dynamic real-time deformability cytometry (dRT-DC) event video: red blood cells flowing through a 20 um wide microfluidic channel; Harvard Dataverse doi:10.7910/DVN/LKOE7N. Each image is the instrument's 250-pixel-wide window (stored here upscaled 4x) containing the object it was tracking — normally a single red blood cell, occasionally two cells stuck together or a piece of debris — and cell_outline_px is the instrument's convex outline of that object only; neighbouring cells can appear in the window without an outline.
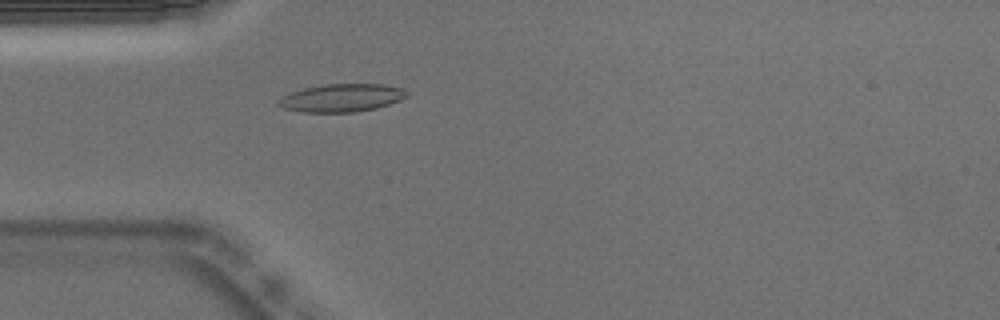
{"species": "Egyptian fruit bat (a non-hibernating species)", "species_latin": "Rousettus aegyptiacus", "temperature_condition": "warm", "stored_images_in_passage": 52, "camera_frame_rate_fps": 3000, "um_per_image_px": 0.085, "animal": {"sex": "male"}, "frame": {"image": 1, "passage_image": 15, "time_ms": 4.667, "image_size_px": [1000, 320], "cell_outline_px": [[408, 96], [400, 100], [376, 108], [356, 112], [300, 112], [284, 108], [276, 104], [276, 100], [280, 96], [304, 88], [324, 84], [384, 84], [400, 88], [408, 92]], "centroid_in_image_um": [29.0, 8.32], "position_along_channel_um": 56.0, "area_um2": 20.98}}
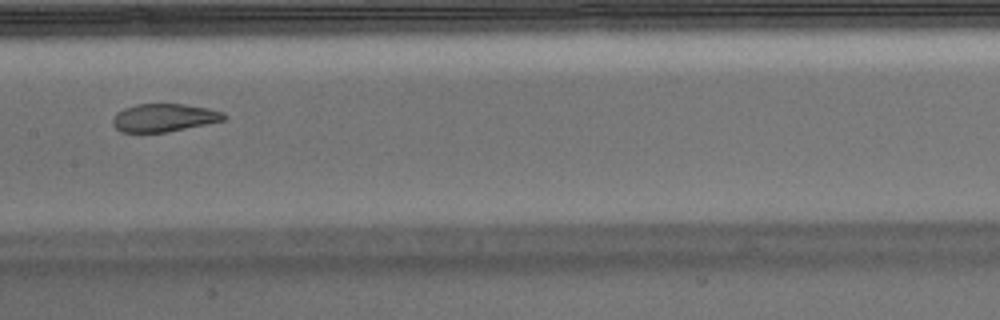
{"frame": {"image": 2, "passage_image": 26, "time_ms": 8.333, "image_size_px": [1000, 320], "cell_outline_px": [[228, 116], [224, 120], [164, 132], [120, 132], [112, 124], [112, 116], [116, 112], [124, 108], [136, 104], [184, 104], [208, 108], [224, 112]], "centroid_in_image_um": [13.9, 9.99], "position_along_channel_um": 193.5, "area_um2": 18.09}}
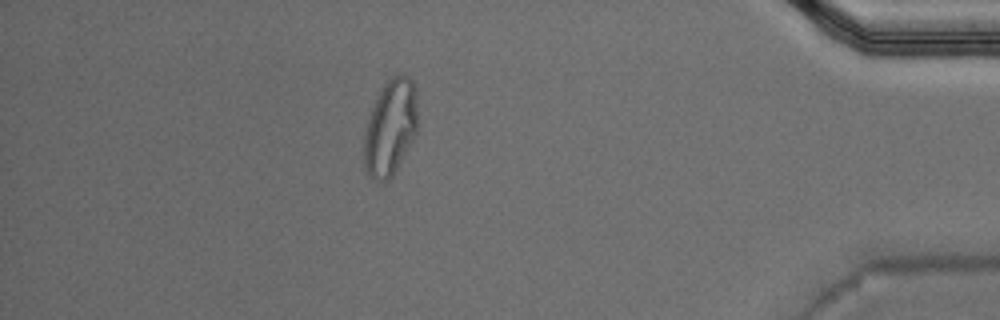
{"frame": {"image": 3, "passage_image": 46, "time_ms": 15.0, "image_size_px": [1000, 320], "cell_outline_px": [[416, 132], [392, 176], [384, 184], [372, 176], [368, 172], [364, 164], [364, 136], [368, 120], [376, 96], [384, 84], [392, 76], [404, 72], [412, 80], [416, 88]], "centroid_in_image_um": [33.18, 10.79], "position_along_channel_um": 402.0, "area_um2": 29.59}, "authors_computed_cell_mechanics": {"area_um2": 19.941, "velocity_mm_per_s": 3.8059, "shape_relaxation_time_tau1_ms": null, "shape_relaxation_time_tau2_ms": 1.0801, "deformation_change_tau1": null, "deformation_change_tau2": 0.0686}}